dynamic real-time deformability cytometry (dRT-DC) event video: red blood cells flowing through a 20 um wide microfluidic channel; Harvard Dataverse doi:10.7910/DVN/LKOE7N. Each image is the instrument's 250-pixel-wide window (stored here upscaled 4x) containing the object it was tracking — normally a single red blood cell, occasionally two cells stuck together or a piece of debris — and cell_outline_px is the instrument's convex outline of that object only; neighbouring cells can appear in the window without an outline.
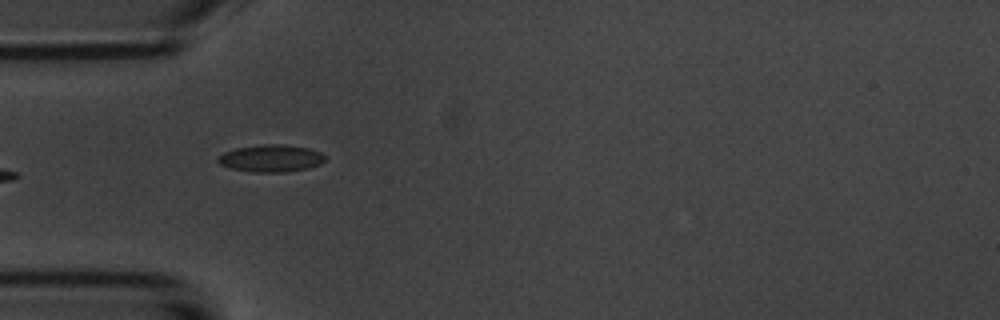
{"species": "common noctule bat (a hibernating species)", "species_latin": "Nyctalus noctula", "temperature_condition": "room temperature", "stored_images_in_passage": 15, "camera_frame_rate_fps": 3000, "um_per_image_px": 0.085, "animal": {"sex": "male", "body_mass_g": 20.1, "forearm_length_mm": 53.5}, "frame": {"image": 1, "passage_image": 5, "time_ms": 5.333, "image_size_px": [1000, 320], "cell_outline_px": [[324, 160], [320, 164], [308, 168], [288, 172], [252, 172], [232, 168], [220, 164], [216, 160], [216, 156], [224, 152], [236, 148], [260, 144], [284, 144], [308, 148], [320, 152], [324, 156]], "centroid_in_image_um": [23.0, 13.45], "position_along_channel_um": 62.0, "area_um2": 17.05}}
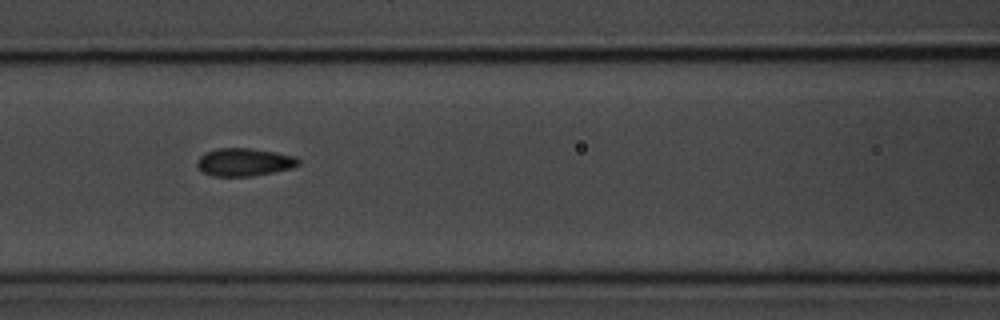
{"frame": {"image": 2, "passage_image": 7, "time_ms": 7.667, "image_size_px": [1000, 320], "cell_outline_px": [[300, 164], [292, 168], [252, 176], [212, 176], [204, 172], [196, 164], [196, 160], [204, 152], [216, 148], [252, 148], [276, 152], [296, 156], [300, 160]], "centroid_in_image_um": [20.76, 13.76], "position_along_channel_um": 145.8, "area_um2": 16.59}}
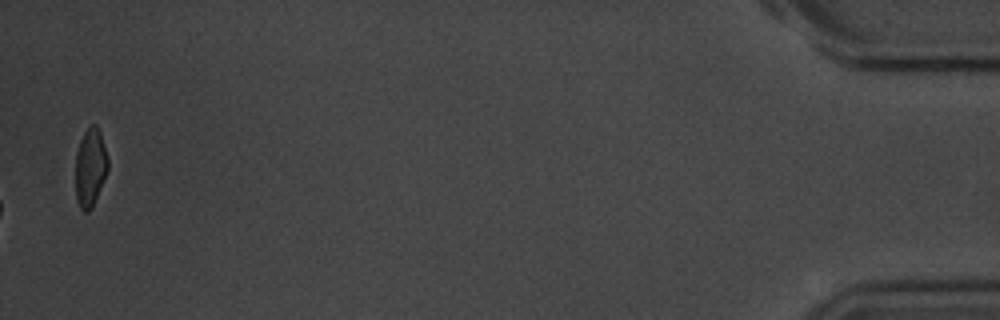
{"frame": {"image": 3, "passage_image": 15, "time_ms": 18.0, "image_size_px": [1000, 320], "cell_outline_px": [[108, 168], [92, 208], [88, 212], [84, 212], [80, 208], [76, 200], [76, 152], [80, 140], [84, 132], [92, 124], [96, 124], [100, 132], [108, 160]], "centroid_in_image_um": [7.66, 14.24], "position_along_channel_um": 427.5, "area_um2": 14.62}}